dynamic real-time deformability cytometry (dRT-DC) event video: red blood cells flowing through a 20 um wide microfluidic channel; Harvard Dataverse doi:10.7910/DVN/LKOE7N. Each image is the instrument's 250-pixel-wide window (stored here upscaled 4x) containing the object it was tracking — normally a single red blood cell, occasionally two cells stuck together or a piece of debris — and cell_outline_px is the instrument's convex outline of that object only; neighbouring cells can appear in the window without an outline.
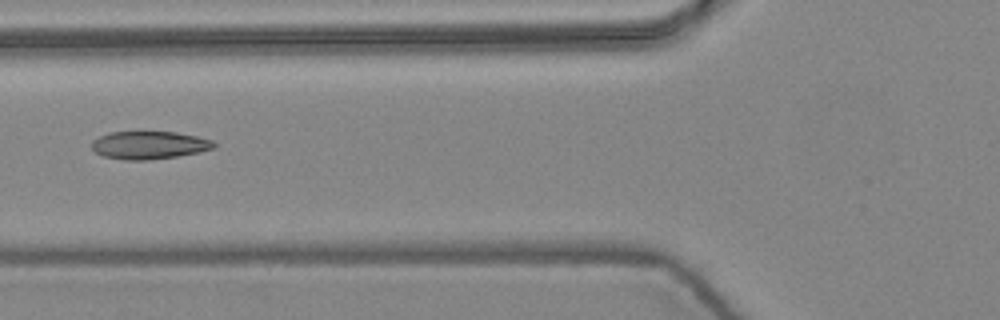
{"species": "common noctule bat (a hibernating species)", "species_latin": "Nyctalus noctula", "temperature_condition": "warm", "stored_images_in_passage": 8, "camera_frame_rate_fps": 3000, "um_per_image_px": 0.085, "animal": {"sex": "female", "body_mass_g": 24.6, "forearm_length_mm": 56.2}, "frame": {"image": 1, "passage_image": 3, "time_ms": 0.667, "image_size_px": [1000, 320], "cell_outline_px": [[216, 144], [212, 148], [200, 152], [176, 156], [144, 160], [124, 160], [104, 156], [96, 152], [92, 148], [92, 140], [108, 132], [176, 132], [196, 136], [212, 140]], "centroid_in_image_um": [12.66, 12.33], "position_along_channel_um": 113.1, "area_um2": 19.65}}
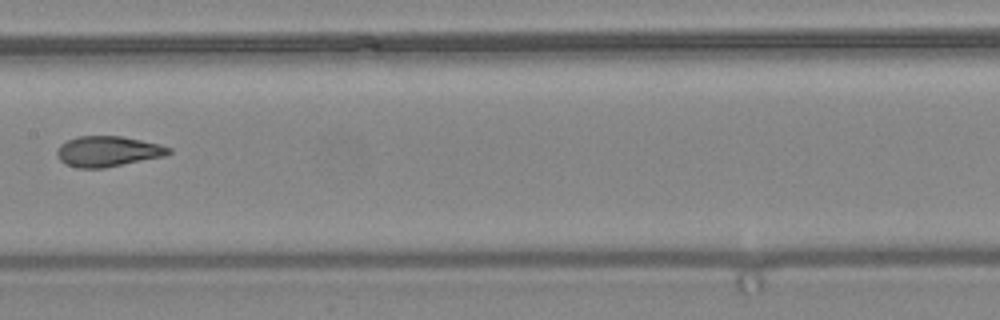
{"frame": {"image": 2, "passage_image": 5, "time_ms": 1.333, "image_size_px": [1000, 320], "cell_outline_px": [[172, 152], [164, 156], [104, 168], [76, 168], [64, 164], [60, 160], [56, 152], [60, 144], [76, 136], [120, 136], [160, 144], [172, 148]], "centroid_in_image_um": [9.15, 12.87], "position_along_channel_um": 198.3, "area_um2": 19.88}}
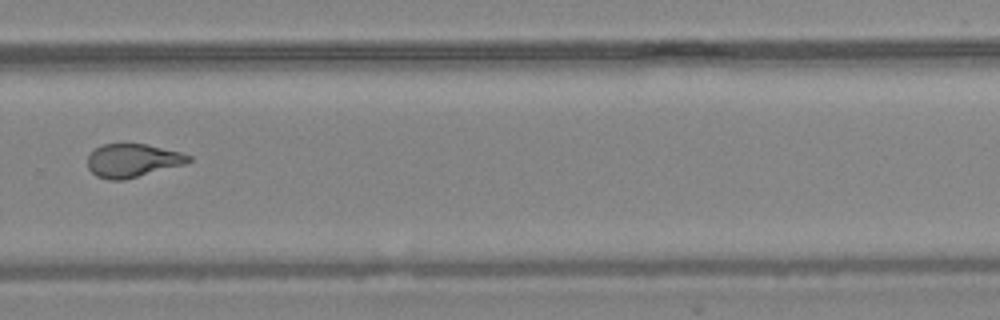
{"frame": {"image": 3, "passage_image": 8, "time_ms": 2.333, "image_size_px": [1000, 320], "cell_outline_px": [[192, 160], [184, 164], [124, 180], [108, 180], [96, 176], [88, 168], [88, 156], [96, 148], [104, 144], [148, 144], [180, 152], [192, 156]], "centroid_in_image_um": [11.27, 13.64], "position_along_channel_um": 318.5, "area_um2": 19.54}}